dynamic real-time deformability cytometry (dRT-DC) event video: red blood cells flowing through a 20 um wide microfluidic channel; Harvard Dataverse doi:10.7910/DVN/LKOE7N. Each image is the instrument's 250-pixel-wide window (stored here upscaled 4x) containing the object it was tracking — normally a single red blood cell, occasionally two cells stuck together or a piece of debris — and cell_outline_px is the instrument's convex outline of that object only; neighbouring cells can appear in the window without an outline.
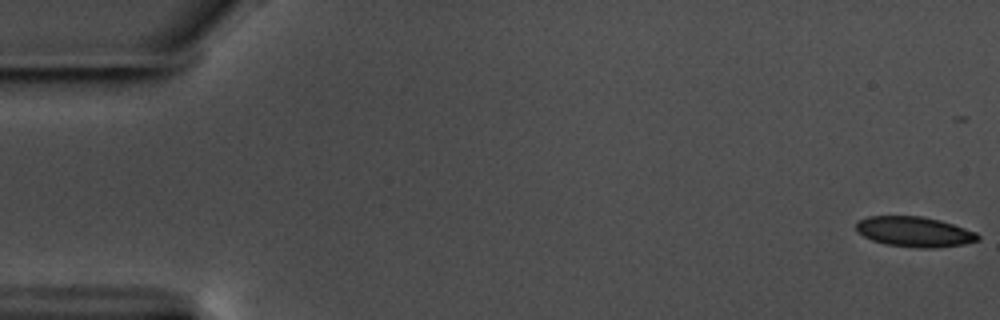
{"species": "common noctule bat (a hibernating species)", "species_latin": "Nyctalus noctula", "temperature_condition": "warm", "stored_images_in_passage": 29, "camera_frame_rate_fps": 3000, "um_per_image_px": 0.085, "animal": {"sex": "male", "body_mass_g": 17.5, "forearm_length_mm": 52.3}, "frame": {"image": 1, "passage_image": 1, "time_ms": 0.0, "image_size_px": [1000, 320], "cell_outline_px": [[980, 240], [964, 244], [936, 248], [916, 248], [884, 244], [872, 240], [856, 232], [856, 224], [860, 220], [868, 216], [920, 216], [940, 220], [976, 232], [980, 236]], "centroid_in_image_um": [77.73, 19.71], "position_along_channel_um": 7.3, "area_um2": 21.5}}
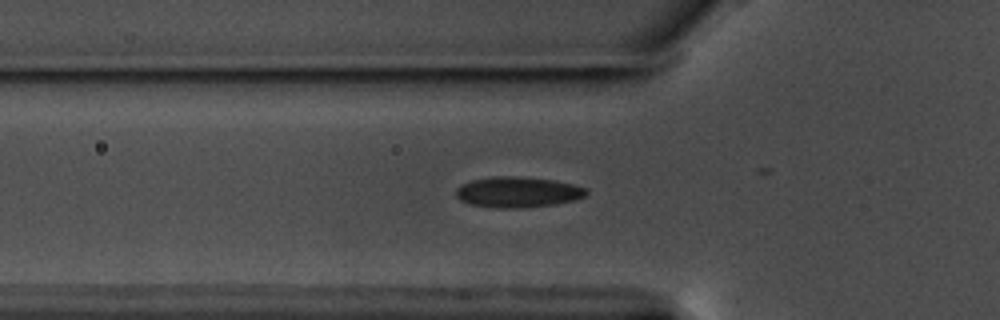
{"frame": {"image": 2, "passage_image": 20, "time_ms": 6.333, "image_size_px": [1000, 320], "cell_outline_px": [[588, 196], [576, 200], [556, 204], [520, 208], [500, 208], [472, 204], [460, 200], [456, 196], [456, 188], [460, 184], [472, 180], [496, 176], [516, 176], [556, 180], [588, 188]], "centroid_in_image_um": [44.06, 16.32], "position_along_channel_um": 81.7, "area_um2": 23.47}}
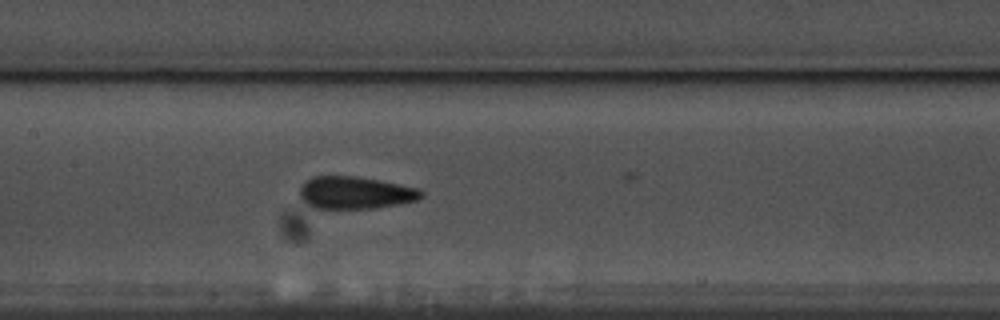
{"frame": {"image": 3, "passage_image": 28, "time_ms": 9.0, "image_size_px": [1000, 320], "cell_outline_px": [[424, 196], [416, 200], [400, 204], [376, 208], [312, 208], [304, 204], [300, 200], [300, 188], [304, 180], [312, 176], [356, 176], [380, 180], [420, 188], [424, 192]], "centroid_in_image_um": [30.18, 16.38], "position_along_channel_um": 177.2, "area_um2": 23.35}}